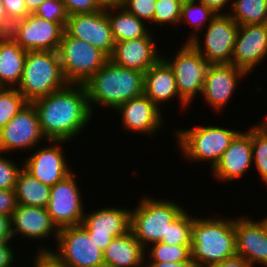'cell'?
<instances>
[{
    "label": "cell",
    "mask_w": 267,
    "mask_h": 267,
    "mask_svg": "<svg viewBox=\"0 0 267 267\" xmlns=\"http://www.w3.org/2000/svg\"><path fill=\"white\" fill-rule=\"evenodd\" d=\"M116 111L125 130L147 136L155 135L165 122L161 109L144 94L121 104Z\"/></svg>",
    "instance_id": "44dd1931"
},
{
    "label": "cell",
    "mask_w": 267,
    "mask_h": 267,
    "mask_svg": "<svg viewBox=\"0 0 267 267\" xmlns=\"http://www.w3.org/2000/svg\"><path fill=\"white\" fill-rule=\"evenodd\" d=\"M56 254L70 267H105L103 251L80 224L59 229Z\"/></svg>",
    "instance_id": "9c48e42d"
},
{
    "label": "cell",
    "mask_w": 267,
    "mask_h": 267,
    "mask_svg": "<svg viewBox=\"0 0 267 267\" xmlns=\"http://www.w3.org/2000/svg\"><path fill=\"white\" fill-rule=\"evenodd\" d=\"M175 139L185 159L205 163L209 161L213 167L220 160L223 152L240 132L219 126H195L189 129L175 130Z\"/></svg>",
    "instance_id": "8992f818"
},
{
    "label": "cell",
    "mask_w": 267,
    "mask_h": 267,
    "mask_svg": "<svg viewBox=\"0 0 267 267\" xmlns=\"http://www.w3.org/2000/svg\"><path fill=\"white\" fill-rule=\"evenodd\" d=\"M193 217L185 210L169 225L167 238L161 242L169 245H191Z\"/></svg>",
    "instance_id": "836d02e7"
},
{
    "label": "cell",
    "mask_w": 267,
    "mask_h": 267,
    "mask_svg": "<svg viewBox=\"0 0 267 267\" xmlns=\"http://www.w3.org/2000/svg\"><path fill=\"white\" fill-rule=\"evenodd\" d=\"M145 249L131 230L114 237L103 251L105 267H145Z\"/></svg>",
    "instance_id": "d4e9b609"
},
{
    "label": "cell",
    "mask_w": 267,
    "mask_h": 267,
    "mask_svg": "<svg viewBox=\"0 0 267 267\" xmlns=\"http://www.w3.org/2000/svg\"><path fill=\"white\" fill-rule=\"evenodd\" d=\"M251 144L253 153V165L267 185V126L255 124L251 128Z\"/></svg>",
    "instance_id": "1f68e13d"
},
{
    "label": "cell",
    "mask_w": 267,
    "mask_h": 267,
    "mask_svg": "<svg viewBox=\"0 0 267 267\" xmlns=\"http://www.w3.org/2000/svg\"><path fill=\"white\" fill-rule=\"evenodd\" d=\"M144 73L123 68L109 60L83 85L90 109L93 104L116 110L121 104L144 94Z\"/></svg>",
    "instance_id": "7a4b0ae2"
},
{
    "label": "cell",
    "mask_w": 267,
    "mask_h": 267,
    "mask_svg": "<svg viewBox=\"0 0 267 267\" xmlns=\"http://www.w3.org/2000/svg\"><path fill=\"white\" fill-rule=\"evenodd\" d=\"M46 0H24L26 7L30 13H34L35 10Z\"/></svg>",
    "instance_id": "681fc988"
},
{
    "label": "cell",
    "mask_w": 267,
    "mask_h": 267,
    "mask_svg": "<svg viewBox=\"0 0 267 267\" xmlns=\"http://www.w3.org/2000/svg\"><path fill=\"white\" fill-rule=\"evenodd\" d=\"M12 235L32 240H46L54 236L57 242L59 229L52 222L46 207L25 206L17 204L11 216Z\"/></svg>",
    "instance_id": "603a6c76"
},
{
    "label": "cell",
    "mask_w": 267,
    "mask_h": 267,
    "mask_svg": "<svg viewBox=\"0 0 267 267\" xmlns=\"http://www.w3.org/2000/svg\"><path fill=\"white\" fill-rule=\"evenodd\" d=\"M11 216L0 214V241L12 240Z\"/></svg>",
    "instance_id": "f6af8a7d"
},
{
    "label": "cell",
    "mask_w": 267,
    "mask_h": 267,
    "mask_svg": "<svg viewBox=\"0 0 267 267\" xmlns=\"http://www.w3.org/2000/svg\"><path fill=\"white\" fill-rule=\"evenodd\" d=\"M253 153L251 144V127L248 131L239 132L231 141L229 147L223 152L220 160L213 167L212 174L215 179L222 182H232L246 174L247 169L253 166Z\"/></svg>",
    "instance_id": "ffe728a7"
},
{
    "label": "cell",
    "mask_w": 267,
    "mask_h": 267,
    "mask_svg": "<svg viewBox=\"0 0 267 267\" xmlns=\"http://www.w3.org/2000/svg\"><path fill=\"white\" fill-rule=\"evenodd\" d=\"M239 26L227 13L217 14L205 26L204 47L199 43V35L191 44L210 64L232 63V52Z\"/></svg>",
    "instance_id": "30bf717a"
},
{
    "label": "cell",
    "mask_w": 267,
    "mask_h": 267,
    "mask_svg": "<svg viewBox=\"0 0 267 267\" xmlns=\"http://www.w3.org/2000/svg\"><path fill=\"white\" fill-rule=\"evenodd\" d=\"M62 2L68 15L93 13L104 8L99 0H62Z\"/></svg>",
    "instance_id": "ab89813d"
},
{
    "label": "cell",
    "mask_w": 267,
    "mask_h": 267,
    "mask_svg": "<svg viewBox=\"0 0 267 267\" xmlns=\"http://www.w3.org/2000/svg\"><path fill=\"white\" fill-rule=\"evenodd\" d=\"M145 267H198L195 260L190 257L183 262H147Z\"/></svg>",
    "instance_id": "bcb514c9"
},
{
    "label": "cell",
    "mask_w": 267,
    "mask_h": 267,
    "mask_svg": "<svg viewBox=\"0 0 267 267\" xmlns=\"http://www.w3.org/2000/svg\"><path fill=\"white\" fill-rule=\"evenodd\" d=\"M152 33L137 39L115 42L110 60L117 66L146 72L163 55L157 50ZM160 55H159V54Z\"/></svg>",
    "instance_id": "7402d4cb"
},
{
    "label": "cell",
    "mask_w": 267,
    "mask_h": 267,
    "mask_svg": "<svg viewBox=\"0 0 267 267\" xmlns=\"http://www.w3.org/2000/svg\"><path fill=\"white\" fill-rule=\"evenodd\" d=\"M27 103L17 88L0 87V128L7 125Z\"/></svg>",
    "instance_id": "d6a6232c"
},
{
    "label": "cell",
    "mask_w": 267,
    "mask_h": 267,
    "mask_svg": "<svg viewBox=\"0 0 267 267\" xmlns=\"http://www.w3.org/2000/svg\"><path fill=\"white\" fill-rule=\"evenodd\" d=\"M58 53L64 78L72 84H84L110 60L99 48L65 32Z\"/></svg>",
    "instance_id": "52a82bcc"
},
{
    "label": "cell",
    "mask_w": 267,
    "mask_h": 267,
    "mask_svg": "<svg viewBox=\"0 0 267 267\" xmlns=\"http://www.w3.org/2000/svg\"><path fill=\"white\" fill-rule=\"evenodd\" d=\"M247 75L244 70L232 63L211 64L204 80L201 96L213 110L221 111L233 96L234 90L240 83L239 79Z\"/></svg>",
    "instance_id": "ac0fdd59"
},
{
    "label": "cell",
    "mask_w": 267,
    "mask_h": 267,
    "mask_svg": "<svg viewBox=\"0 0 267 267\" xmlns=\"http://www.w3.org/2000/svg\"><path fill=\"white\" fill-rule=\"evenodd\" d=\"M190 250L198 267H207L235 256V219L194 218L193 215Z\"/></svg>",
    "instance_id": "3957f363"
},
{
    "label": "cell",
    "mask_w": 267,
    "mask_h": 267,
    "mask_svg": "<svg viewBox=\"0 0 267 267\" xmlns=\"http://www.w3.org/2000/svg\"><path fill=\"white\" fill-rule=\"evenodd\" d=\"M10 241L11 240L0 241V267L14 266L12 263L15 260V251H13Z\"/></svg>",
    "instance_id": "7bdbcfd3"
},
{
    "label": "cell",
    "mask_w": 267,
    "mask_h": 267,
    "mask_svg": "<svg viewBox=\"0 0 267 267\" xmlns=\"http://www.w3.org/2000/svg\"><path fill=\"white\" fill-rule=\"evenodd\" d=\"M51 22H58L65 27L69 17L62 0H46L33 13Z\"/></svg>",
    "instance_id": "d590c367"
},
{
    "label": "cell",
    "mask_w": 267,
    "mask_h": 267,
    "mask_svg": "<svg viewBox=\"0 0 267 267\" xmlns=\"http://www.w3.org/2000/svg\"><path fill=\"white\" fill-rule=\"evenodd\" d=\"M64 32L99 48L109 57L115 47L106 6L93 13L69 15Z\"/></svg>",
    "instance_id": "5bb4252c"
},
{
    "label": "cell",
    "mask_w": 267,
    "mask_h": 267,
    "mask_svg": "<svg viewBox=\"0 0 267 267\" xmlns=\"http://www.w3.org/2000/svg\"><path fill=\"white\" fill-rule=\"evenodd\" d=\"M75 176L70 173L50 189V199L46 208L58 229L80 225L83 222L84 204Z\"/></svg>",
    "instance_id": "7c38bea8"
},
{
    "label": "cell",
    "mask_w": 267,
    "mask_h": 267,
    "mask_svg": "<svg viewBox=\"0 0 267 267\" xmlns=\"http://www.w3.org/2000/svg\"><path fill=\"white\" fill-rule=\"evenodd\" d=\"M144 95H146L159 108L162 102L171 101L177 97L183 109L188 104L178 93L175 75L169 64L161 58L144 73Z\"/></svg>",
    "instance_id": "cb8c5ba5"
},
{
    "label": "cell",
    "mask_w": 267,
    "mask_h": 267,
    "mask_svg": "<svg viewBox=\"0 0 267 267\" xmlns=\"http://www.w3.org/2000/svg\"><path fill=\"white\" fill-rule=\"evenodd\" d=\"M228 6L227 14L239 25L267 23V0H232Z\"/></svg>",
    "instance_id": "f1b7e54d"
},
{
    "label": "cell",
    "mask_w": 267,
    "mask_h": 267,
    "mask_svg": "<svg viewBox=\"0 0 267 267\" xmlns=\"http://www.w3.org/2000/svg\"><path fill=\"white\" fill-rule=\"evenodd\" d=\"M197 0H180V2L183 3H190V2H196Z\"/></svg>",
    "instance_id": "816d5d0a"
},
{
    "label": "cell",
    "mask_w": 267,
    "mask_h": 267,
    "mask_svg": "<svg viewBox=\"0 0 267 267\" xmlns=\"http://www.w3.org/2000/svg\"><path fill=\"white\" fill-rule=\"evenodd\" d=\"M27 51L10 36H0V87L19 85Z\"/></svg>",
    "instance_id": "484cf974"
},
{
    "label": "cell",
    "mask_w": 267,
    "mask_h": 267,
    "mask_svg": "<svg viewBox=\"0 0 267 267\" xmlns=\"http://www.w3.org/2000/svg\"><path fill=\"white\" fill-rule=\"evenodd\" d=\"M0 153V189H15L17 176L22 168L17 163ZM16 164V165H15Z\"/></svg>",
    "instance_id": "74e56055"
},
{
    "label": "cell",
    "mask_w": 267,
    "mask_h": 267,
    "mask_svg": "<svg viewBox=\"0 0 267 267\" xmlns=\"http://www.w3.org/2000/svg\"><path fill=\"white\" fill-rule=\"evenodd\" d=\"M156 199L145 195L131 210L130 230L145 250L167 238L169 225L185 210L169 199Z\"/></svg>",
    "instance_id": "5b68a950"
},
{
    "label": "cell",
    "mask_w": 267,
    "mask_h": 267,
    "mask_svg": "<svg viewBox=\"0 0 267 267\" xmlns=\"http://www.w3.org/2000/svg\"><path fill=\"white\" fill-rule=\"evenodd\" d=\"M99 2L105 7V6L120 5L122 0H99Z\"/></svg>",
    "instance_id": "f907efd6"
},
{
    "label": "cell",
    "mask_w": 267,
    "mask_h": 267,
    "mask_svg": "<svg viewBox=\"0 0 267 267\" xmlns=\"http://www.w3.org/2000/svg\"><path fill=\"white\" fill-rule=\"evenodd\" d=\"M156 1L157 0H122L120 6L138 19L146 23H153Z\"/></svg>",
    "instance_id": "8d00e7d4"
},
{
    "label": "cell",
    "mask_w": 267,
    "mask_h": 267,
    "mask_svg": "<svg viewBox=\"0 0 267 267\" xmlns=\"http://www.w3.org/2000/svg\"><path fill=\"white\" fill-rule=\"evenodd\" d=\"M236 255L252 266L267 267V216L257 222L251 218H235Z\"/></svg>",
    "instance_id": "d6986e66"
},
{
    "label": "cell",
    "mask_w": 267,
    "mask_h": 267,
    "mask_svg": "<svg viewBox=\"0 0 267 267\" xmlns=\"http://www.w3.org/2000/svg\"><path fill=\"white\" fill-rule=\"evenodd\" d=\"M41 245L36 252V257L33 260L34 267H70L63 261L55 251L46 246Z\"/></svg>",
    "instance_id": "f35d334b"
},
{
    "label": "cell",
    "mask_w": 267,
    "mask_h": 267,
    "mask_svg": "<svg viewBox=\"0 0 267 267\" xmlns=\"http://www.w3.org/2000/svg\"><path fill=\"white\" fill-rule=\"evenodd\" d=\"M64 27L31 13L12 24L10 36L25 51H58Z\"/></svg>",
    "instance_id": "8fae6325"
},
{
    "label": "cell",
    "mask_w": 267,
    "mask_h": 267,
    "mask_svg": "<svg viewBox=\"0 0 267 267\" xmlns=\"http://www.w3.org/2000/svg\"><path fill=\"white\" fill-rule=\"evenodd\" d=\"M267 56V23L240 25L232 52V64L248 75Z\"/></svg>",
    "instance_id": "e0dca14e"
},
{
    "label": "cell",
    "mask_w": 267,
    "mask_h": 267,
    "mask_svg": "<svg viewBox=\"0 0 267 267\" xmlns=\"http://www.w3.org/2000/svg\"><path fill=\"white\" fill-rule=\"evenodd\" d=\"M131 210L127 208H100L84 215L81 225L96 245L104 251L114 237L130 231Z\"/></svg>",
    "instance_id": "9a60e30c"
},
{
    "label": "cell",
    "mask_w": 267,
    "mask_h": 267,
    "mask_svg": "<svg viewBox=\"0 0 267 267\" xmlns=\"http://www.w3.org/2000/svg\"><path fill=\"white\" fill-rule=\"evenodd\" d=\"M207 267H253L246 259L242 256L235 255L227 258L226 260L209 265Z\"/></svg>",
    "instance_id": "ee69618b"
},
{
    "label": "cell",
    "mask_w": 267,
    "mask_h": 267,
    "mask_svg": "<svg viewBox=\"0 0 267 267\" xmlns=\"http://www.w3.org/2000/svg\"><path fill=\"white\" fill-rule=\"evenodd\" d=\"M35 107L44 140L70 141L80 135L93 113L83 84L64 88L31 102Z\"/></svg>",
    "instance_id": "6da1fadb"
},
{
    "label": "cell",
    "mask_w": 267,
    "mask_h": 267,
    "mask_svg": "<svg viewBox=\"0 0 267 267\" xmlns=\"http://www.w3.org/2000/svg\"><path fill=\"white\" fill-rule=\"evenodd\" d=\"M200 3H203L207 7L211 8L217 14H223V8L228 5L232 0H197Z\"/></svg>",
    "instance_id": "c3c4849f"
},
{
    "label": "cell",
    "mask_w": 267,
    "mask_h": 267,
    "mask_svg": "<svg viewBox=\"0 0 267 267\" xmlns=\"http://www.w3.org/2000/svg\"><path fill=\"white\" fill-rule=\"evenodd\" d=\"M190 248L191 245H169L156 242L146 248L149 250H145V257L148 258L146 259L148 262H183L191 257Z\"/></svg>",
    "instance_id": "4dcf8cb0"
},
{
    "label": "cell",
    "mask_w": 267,
    "mask_h": 267,
    "mask_svg": "<svg viewBox=\"0 0 267 267\" xmlns=\"http://www.w3.org/2000/svg\"><path fill=\"white\" fill-rule=\"evenodd\" d=\"M67 84L58 51H27L17 90L28 102L47 96Z\"/></svg>",
    "instance_id": "277c9868"
},
{
    "label": "cell",
    "mask_w": 267,
    "mask_h": 267,
    "mask_svg": "<svg viewBox=\"0 0 267 267\" xmlns=\"http://www.w3.org/2000/svg\"><path fill=\"white\" fill-rule=\"evenodd\" d=\"M264 120H265V121H264ZM264 120L261 121V122H263V123H262L263 125L267 126V117H266Z\"/></svg>",
    "instance_id": "f5cc1de1"
},
{
    "label": "cell",
    "mask_w": 267,
    "mask_h": 267,
    "mask_svg": "<svg viewBox=\"0 0 267 267\" xmlns=\"http://www.w3.org/2000/svg\"><path fill=\"white\" fill-rule=\"evenodd\" d=\"M106 13L115 42L137 39L150 33L146 22L127 12L120 5L106 6Z\"/></svg>",
    "instance_id": "4316f807"
},
{
    "label": "cell",
    "mask_w": 267,
    "mask_h": 267,
    "mask_svg": "<svg viewBox=\"0 0 267 267\" xmlns=\"http://www.w3.org/2000/svg\"><path fill=\"white\" fill-rule=\"evenodd\" d=\"M9 21L22 20L31 13L28 11L24 0H2Z\"/></svg>",
    "instance_id": "60d3db41"
},
{
    "label": "cell",
    "mask_w": 267,
    "mask_h": 267,
    "mask_svg": "<svg viewBox=\"0 0 267 267\" xmlns=\"http://www.w3.org/2000/svg\"><path fill=\"white\" fill-rule=\"evenodd\" d=\"M216 15L217 13H215L211 8L198 1L183 3L181 6L179 24L186 22V24L193 27L194 30V32H191L190 36L186 39V43H191L198 36V32H200L201 27H204L207 21L210 23Z\"/></svg>",
    "instance_id": "f546056e"
},
{
    "label": "cell",
    "mask_w": 267,
    "mask_h": 267,
    "mask_svg": "<svg viewBox=\"0 0 267 267\" xmlns=\"http://www.w3.org/2000/svg\"><path fill=\"white\" fill-rule=\"evenodd\" d=\"M44 138L37 111L33 104L28 102L7 125L0 128V153L30 148L33 150Z\"/></svg>",
    "instance_id": "4fadbf2b"
},
{
    "label": "cell",
    "mask_w": 267,
    "mask_h": 267,
    "mask_svg": "<svg viewBox=\"0 0 267 267\" xmlns=\"http://www.w3.org/2000/svg\"><path fill=\"white\" fill-rule=\"evenodd\" d=\"M180 0H157L153 16V24L164 25H179L181 17Z\"/></svg>",
    "instance_id": "e575fe53"
},
{
    "label": "cell",
    "mask_w": 267,
    "mask_h": 267,
    "mask_svg": "<svg viewBox=\"0 0 267 267\" xmlns=\"http://www.w3.org/2000/svg\"><path fill=\"white\" fill-rule=\"evenodd\" d=\"M50 189V186L38 181L22 167L14 189L17 204L47 207L50 199Z\"/></svg>",
    "instance_id": "83f0119b"
},
{
    "label": "cell",
    "mask_w": 267,
    "mask_h": 267,
    "mask_svg": "<svg viewBox=\"0 0 267 267\" xmlns=\"http://www.w3.org/2000/svg\"><path fill=\"white\" fill-rule=\"evenodd\" d=\"M49 141V146H43V148L33 152L21 166L38 181L52 187L72 173V170L66 163L61 147L63 143H68V141Z\"/></svg>",
    "instance_id": "2e32d148"
},
{
    "label": "cell",
    "mask_w": 267,
    "mask_h": 267,
    "mask_svg": "<svg viewBox=\"0 0 267 267\" xmlns=\"http://www.w3.org/2000/svg\"><path fill=\"white\" fill-rule=\"evenodd\" d=\"M12 23L9 21L3 1L0 0V36L10 35Z\"/></svg>",
    "instance_id": "7dc6e473"
},
{
    "label": "cell",
    "mask_w": 267,
    "mask_h": 267,
    "mask_svg": "<svg viewBox=\"0 0 267 267\" xmlns=\"http://www.w3.org/2000/svg\"><path fill=\"white\" fill-rule=\"evenodd\" d=\"M173 57L162 58L172 68L176 86L181 98L188 104L198 93H202L203 84L210 63L194 48L191 43L182 44Z\"/></svg>",
    "instance_id": "ba28073f"
},
{
    "label": "cell",
    "mask_w": 267,
    "mask_h": 267,
    "mask_svg": "<svg viewBox=\"0 0 267 267\" xmlns=\"http://www.w3.org/2000/svg\"><path fill=\"white\" fill-rule=\"evenodd\" d=\"M17 206L14 189H0V214L12 216Z\"/></svg>",
    "instance_id": "b9f144b4"
}]
</instances>
